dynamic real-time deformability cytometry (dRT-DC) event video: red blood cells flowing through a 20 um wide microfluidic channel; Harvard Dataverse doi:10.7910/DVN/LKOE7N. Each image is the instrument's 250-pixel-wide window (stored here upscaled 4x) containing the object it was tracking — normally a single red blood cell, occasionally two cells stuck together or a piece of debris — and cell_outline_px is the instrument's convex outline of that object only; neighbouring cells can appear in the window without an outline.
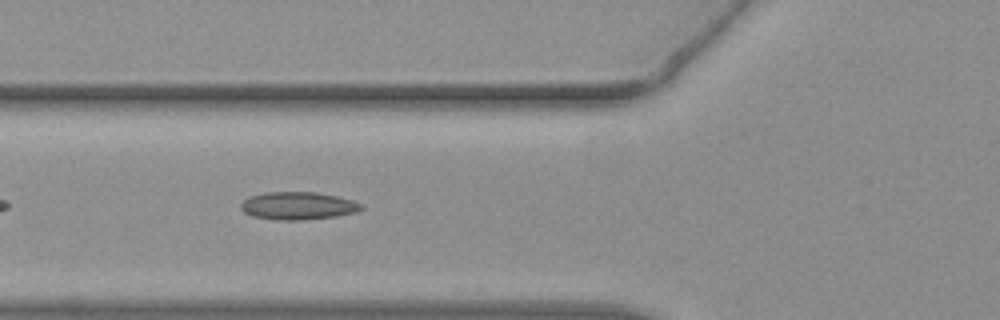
{"species": "common noctule bat (a hibernating species)", "species_latin": "Nyctalus noctula", "temperature_condition": "warm", "stored_images_in_passage": 37, "camera_frame_rate_fps": 3000, "um_per_image_px": 0.085, "animal": {"sex": "female", "body_mass_g": 19.3, "forearm_length_mm": 54.1}, "frame": {"image": 1, "passage_image": 6, "time_ms": 1.667, "image_size_px": [1000, 320], "cell_outline_px": [[364, 208], [356, 212], [336, 216], [300, 220], [276, 220], [252, 216], [244, 212], [240, 208], [240, 204], [248, 196], [264, 192], [316, 192], [336, 196], [352, 200], [364, 204]], "centroid_in_image_um": [25.32, 17.49], "position_along_channel_um": 100.5, "area_um2": 19.59}}
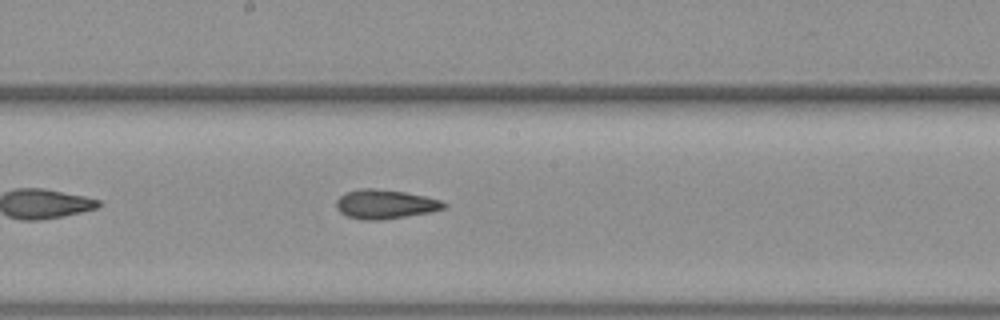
{"frame": {"image": 2, "passage_image": 15, "time_ms": 4.667, "image_size_px": [1000, 320], "cell_outline_px": [[448, 204], [444, 208], [428, 212], [384, 220], [364, 220], [348, 216], [340, 212], [336, 208], [336, 200], [344, 192], [360, 188], [376, 188], [404, 192], [424, 196], [440, 200]], "centroid_in_image_um": [32.69, 17.35], "position_along_channel_um": 215.5, "area_um2": 18.26}}
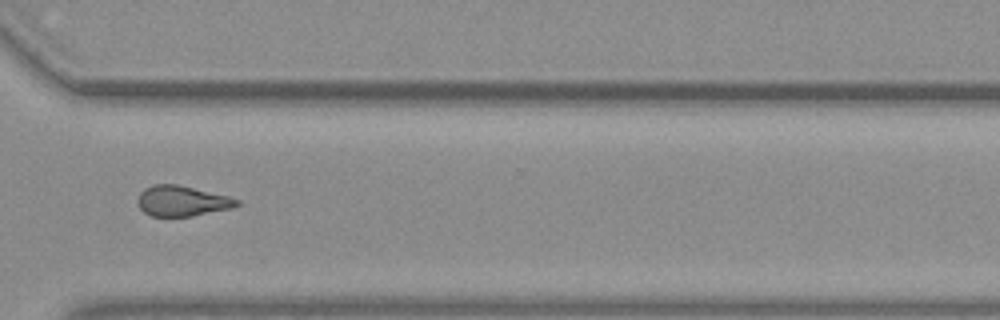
{"frame": {"image": 3, "passage_image": 26, "time_ms": 8.333, "image_size_px": [1000, 320], "cell_outline_px": [[240, 204], [232, 208], [192, 216], [152, 216], [144, 212], [136, 204], [136, 200], [140, 192], [144, 188], [152, 184], [176, 184], [228, 196], [240, 200]], "centroid_in_image_um": [15.43, 17.08], "position_along_channel_um": 355.2, "area_um2": 17.63}, "authors_computed_cell_mechanics": {"area_um2": 18.0914, "velocity_mm_per_s": 3.8207, "shape_relaxation_time_tau1_ms": null, "shape_relaxation_time_tau2_ms": 6.6088, "deformation_change_tau1": null, "deformation_change_tau2": 0.1546}}